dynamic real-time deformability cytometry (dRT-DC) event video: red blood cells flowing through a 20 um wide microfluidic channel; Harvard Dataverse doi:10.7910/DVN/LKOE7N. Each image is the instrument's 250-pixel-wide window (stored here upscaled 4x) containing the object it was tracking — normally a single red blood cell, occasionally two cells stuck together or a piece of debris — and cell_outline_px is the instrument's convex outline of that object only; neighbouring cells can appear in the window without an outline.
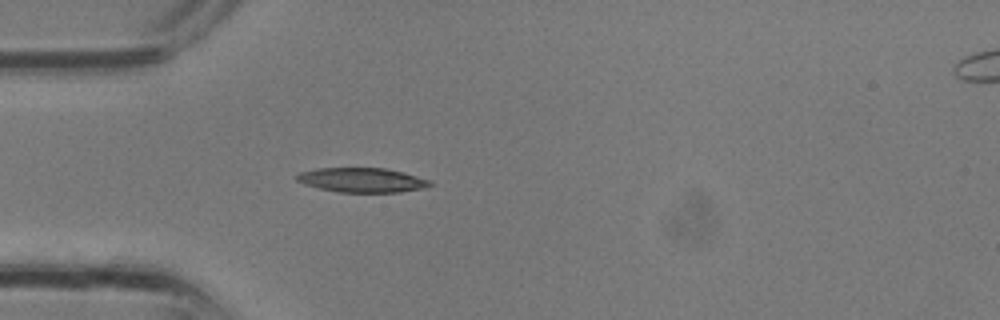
{"species": "common noctule bat (a hibernating species)", "species_latin": "Nyctalus noctula", "temperature_condition": "room temperature", "stored_images_in_passage": 24, "camera_frame_rate_fps": 3000, "um_per_image_px": 0.085, "animal": {"sex": "male", "body_mass_g": 13.3}, "frame": {"image": 1, "passage_image": 1, "time_ms": 0.0, "image_size_px": [1000, 320], "cell_outline_px": [[432, 184], [424, 188], [400, 192], [340, 192], [320, 188], [304, 184], [296, 180], [296, 176], [300, 172], [316, 168], [384, 168], [404, 172], [432, 180]], "centroid_in_image_um": [30.8, 15.3], "position_along_channel_um": 54.2, "area_um2": 19.02}}
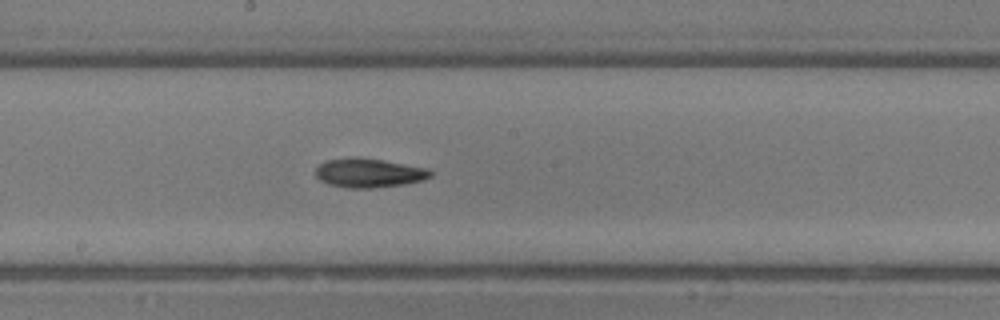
{"frame": {"image": 2, "passage_image": 9, "time_ms": 2.667, "image_size_px": [1000, 320], "cell_outline_px": [[432, 176], [424, 180], [404, 184], [372, 188], [348, 188], [328, 184], [320, 180], [316, 176], [316, 168], [324, 160], [356, 156], [384, 160], [428, 168], [432, 172]], "centroid_in_image_um": [31.35, 14.69], "position_along_channel_um": 216.8, "area_um2": 19.71}}
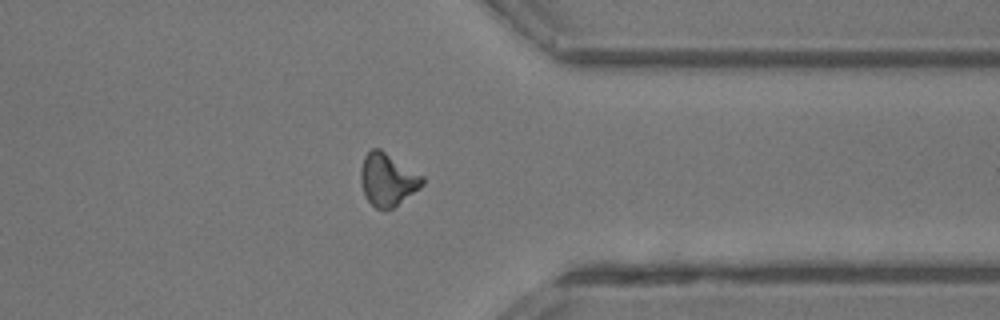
{"frame": {"image": 3, "passage_image": 17, "time_ms": 5.333, "image_size_px": [1000, 320], "cell_outline_px": [[424, 184], [420, 188], [392, 208], [376, 208], [364, 196], [360, 180], [360, 168], [364, 156], [372, 148], [380, 148], [424, 176]], "centroid_in_image_um": [32.93, 15.24], "position_along_channel_um": 378.5, "area_um2": 18.9}}